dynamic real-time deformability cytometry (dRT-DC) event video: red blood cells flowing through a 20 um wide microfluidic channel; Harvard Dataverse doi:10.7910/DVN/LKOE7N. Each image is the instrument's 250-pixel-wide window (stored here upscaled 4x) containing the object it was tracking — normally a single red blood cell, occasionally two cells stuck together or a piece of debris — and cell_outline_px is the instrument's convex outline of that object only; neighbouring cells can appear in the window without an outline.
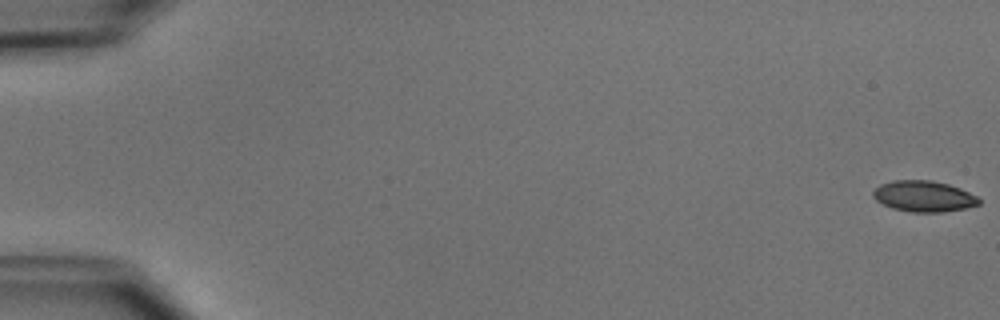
{"species": "common noctule bat (a hibernating species)", "species_latin": "Nyctalus noctula", "temperature_condition": "cold", "stored_images_in_passage": 52, "camera_frame_rate_fps": 3000, "um_per_image_px": 0.085, "animal": {"sex": "male", "body_mass_g": 15.6}, "frame": {"image": 1, "passage_image": 1, "time_ms": 0.0, "image_size_px": [1000, 320], "cell_outline_px": [[980, 204], [964, 208], [944, 212], [912, 212], [892, 208], [876, 200], [872, 196], [872, 192], [880, 184], [892, 180], [932, 180], [948, 184], [960, 188], [976, 196], [980, 200]], "centroid_in_image_um": [78.5, 16.68], "position_along_channel_um": 6.5, "area_um2": 19.07}}
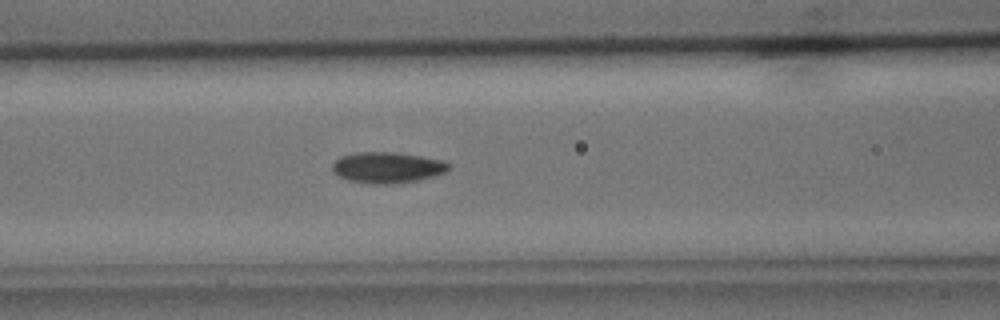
{"frame": {"image": 2, "passage_image": 23, "time_ms": 7.333, "image_size_px": [1000, 320], "cell_outline_px": [[448, 168], [444, 172], [432, 176], [416, 180], [392, 184], [372, 184], [348, 180], [332, 172], [332, 164], [340, 156], [356, 152], [396, 152], [444, 160], [448, 164]], "centroid_in_image_um": [32.87, 14.23], "position_along_channel_um": 133.7, "area_um2": 20.87}}
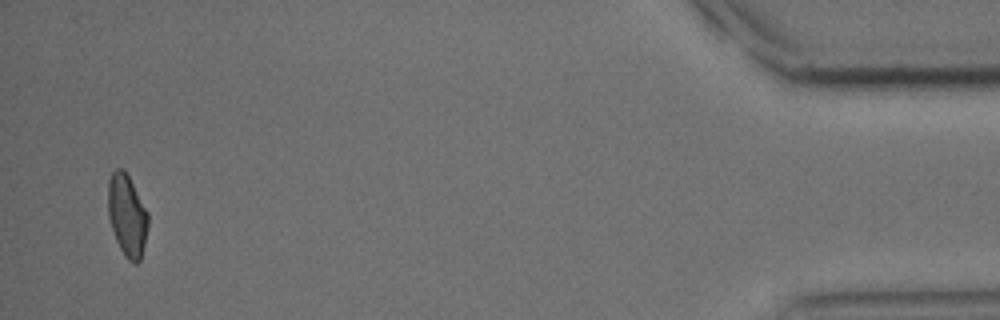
{"frame": {"image": 3, "passage_image": 51, "time_ms": 16.667, "image_size_px": [1000, 320], "cell_outline_px": [[148, 228], [140, 260], [136, 264], [128, 260], [124, 256], [116, 240], [108, 216], [108, 180], [112, 172], [116, 168], [120, 168], [128, 176], [148, 212]], "centroid_in_image_um": [10.8, 18.33], "position_along_channel_um": 424.4, "area_um2": 18.96}, "authors_computed_cell_mechanics": {"area_um2": 19.6809, "velocity_mm_per_s": 3.9263, "shape_relaxation_time_tau1_ms": 2.8077, "shape_relaxation_time_tau2_ms": 3.3331, "deformation_change_tau1": 0.1071, "deformation_change_tau2": 0.0649}}